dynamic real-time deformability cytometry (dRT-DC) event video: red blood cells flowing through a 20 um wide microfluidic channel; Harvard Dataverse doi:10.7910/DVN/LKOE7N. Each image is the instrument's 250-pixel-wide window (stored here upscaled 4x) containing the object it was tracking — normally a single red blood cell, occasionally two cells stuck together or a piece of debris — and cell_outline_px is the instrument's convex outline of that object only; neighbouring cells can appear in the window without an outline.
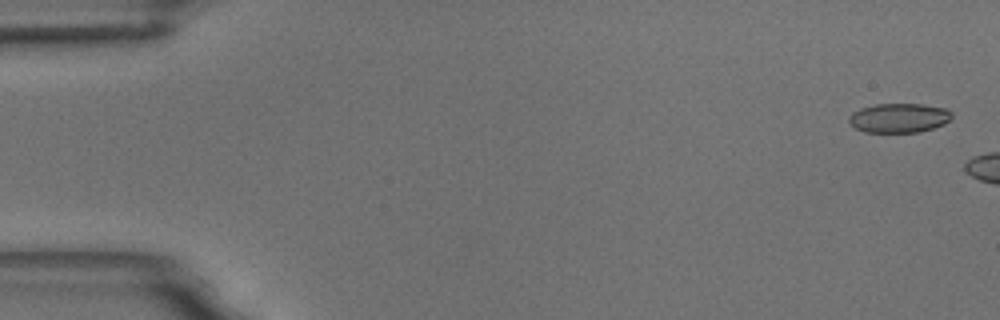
{"species": "common noctule bat (a hibernating species)", "species_latin": "Nyctalus noctula", "temperature_condition": "room temperature", "stored_images_in_passage": 8, "camera_frame_rate_fps": 3000, "um_per_image_px": 0.085, "animal": {"sex": "male", "body_mass_g": 18.8}, "frame": {"image": 1, "passage_image": 1, "time_ms": 0.0, "image_size_px": [1000, 320], "cell_outline_px": [[952, 116], [944, 124], [920, 132], [864, 132], [856, 128], [848, 120], [848, 116], [852, 112], [860, 108], [876, 104], [924, 104], [948, 108], [952, 112]], "centroid_in_image_um": [76.42, 10.01], "position_along_channel_um": 8.6, "area_um2": 17.69}}
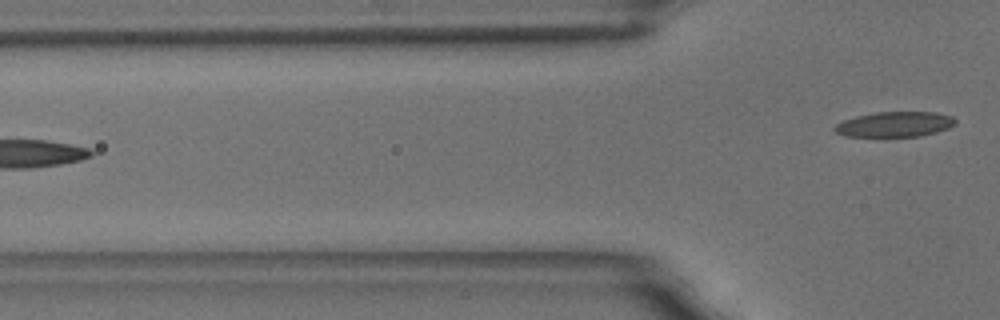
{"frame": {"image": 2, "passage_image": 8, "time_ms": 9.0, "image_size_px": [1000, 320], "cell_outline_px": [[956, 124], [948, 128], [936, 132], [920, 136], [844, 136], [836, 132], [832, 128], [836, 124], [844, 120], [856, 116], [876, 112], [936, 112], [952, 116], [956, 120]], "centroid_in_image_um": [76.06, 10.56], "position_along_channel_um": 49.7, "area_um2": 17.69}}